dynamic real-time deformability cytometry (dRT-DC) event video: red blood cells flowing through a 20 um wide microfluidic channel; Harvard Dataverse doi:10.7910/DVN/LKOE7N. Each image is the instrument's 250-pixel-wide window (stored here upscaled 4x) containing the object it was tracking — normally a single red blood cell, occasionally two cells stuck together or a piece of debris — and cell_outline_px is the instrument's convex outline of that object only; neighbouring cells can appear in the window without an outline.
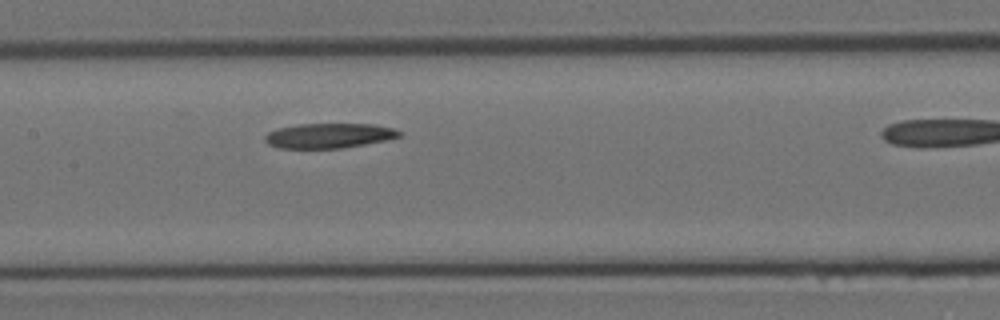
{"species": "Egyptian fruit bat (a non-hibernating species)", "species_latin": "Rousettus aegyptiacus", "temperature_condition": "room temperature", "stored_images_in_passage": 8, "segment_of_instrument_passage": [1, 2], "camera_frame_rate_fps": 3000, "um_per_image_px": 0.085, "animal": {"sex": "female"}, "frame": {"image": 1, "passage_image": 7, "time_ms": 2.0, "image_size_px": [1000, 320], "cell_outline_px": [[400, 136], [384, 140], [364, 144], [340, 148], [280, 148], [268, 144], [264, 140], [264, 136], [268, 132], [280, 128], [296, 124], [372, 124], [392, 128], [400, 132]], "centroid_in_image_um": [27.9, 11.53], "position_along_channel_um": 179.5, "area_um2": 19.19}}